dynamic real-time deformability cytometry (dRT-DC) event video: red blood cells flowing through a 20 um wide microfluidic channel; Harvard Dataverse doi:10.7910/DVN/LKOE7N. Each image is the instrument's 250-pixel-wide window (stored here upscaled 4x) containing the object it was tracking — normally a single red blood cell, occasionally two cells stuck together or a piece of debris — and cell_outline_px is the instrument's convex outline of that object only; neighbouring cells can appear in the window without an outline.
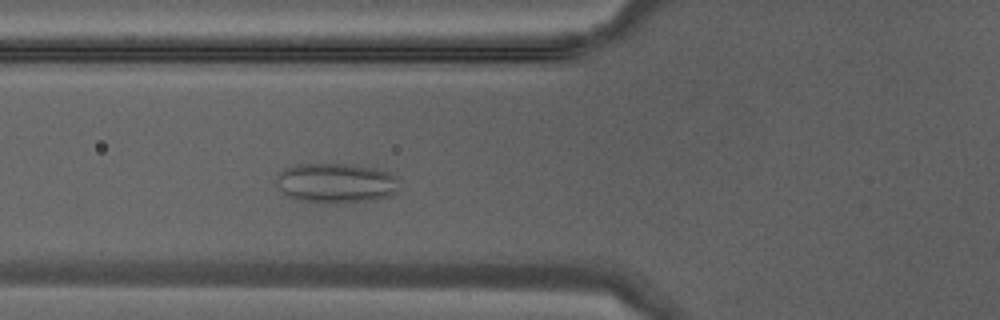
{"species": "Egyptian fruit bat (a non-hibernating species)", "species_latin": "Rousettus aegyptiacus", "temperature_condition": "warm", "stored_images_in_passage": 38, "camera_frame_rate_fps": 3000, "um_per_image_px": 0.085, "animal": {"sex": "male"}, "frame": {"image": 1, "passage_image": 12, "time_ms": 3.667, "image_size_px": [1000, 320], "cell_outline_px": [[400, 176], [396, 192], [392, 196], [372, 200], [336, 204], [320, 204], [296, 200], [284, 196], [276, 184], [276, 176], [284, 168], [296, 164], [348, 164], [376, 168]], "centroid_in_image_um": [28.54, 15.58], "position_along_channel_um": 97.3, "area_um2": 29.48}}
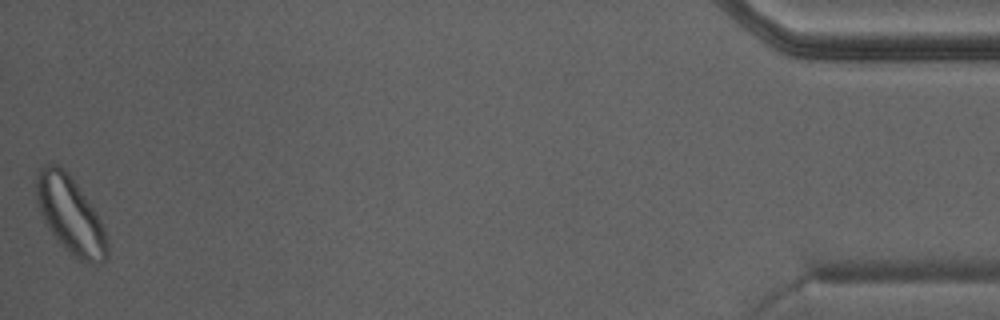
{"frame": {"image": 2, "passage_image": 38, "time_ms": 12.333, "image_size_px": [1000, 320], "cell_outline_px": [[108, 260], [92, 264], [80, 260], [72, 256], [60, 244], [48, 228], [40, 212], [36, 200], [36, 176], [40, 168], [44, 164], [56, 164], [64, 168], [68, 172], [96, 212], [104, 228], [108, 244]], "centroid_in_image_um": [5.98, 18.29], "position_along_channel_um": 429.2, "area_um2": 31.85}}